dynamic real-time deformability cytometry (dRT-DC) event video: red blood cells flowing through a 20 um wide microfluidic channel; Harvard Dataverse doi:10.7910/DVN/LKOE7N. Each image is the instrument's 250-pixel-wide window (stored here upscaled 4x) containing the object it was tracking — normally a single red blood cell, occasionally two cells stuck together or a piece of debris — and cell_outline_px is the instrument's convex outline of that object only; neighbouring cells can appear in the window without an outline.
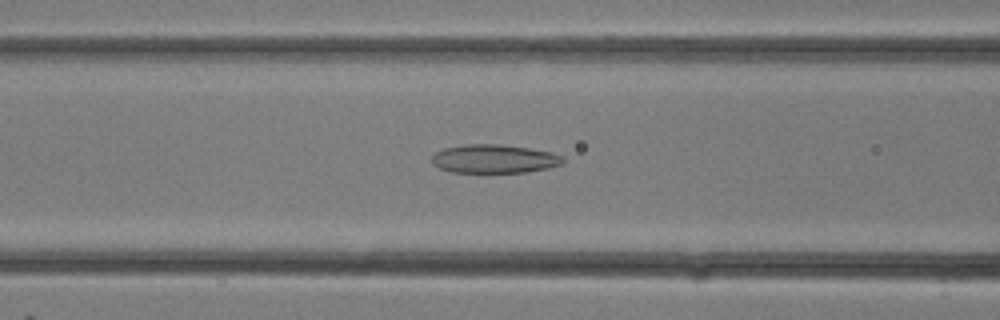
{"species": "common noctule bat (a hibernating species)", "species_latin": "Nyctalus noctula", "temperature_condition": "room temperature", "stored_images_in_passage": 32, "camera_frame_rate_fps": 3000, "um_per_image_px": 0.085, "animal": {"sex": "female"}, "frame": {"image": 1, "passage_image": 13, "time_ms": 4.0, "image_size_px": [1000, 320], "cell_outline_px": [[564, 164], [548, 168], [528, 172], [452, 172], [440, 168], [432, 164], [432, 156], [436, 152], [444, 148], [468, 144], [496, 144], [528, 148], [552, 152], [564, 156]], "centroid_in_image_um": [42.04, 13.5], "position_along_channel_um": 124.6, "area_um2": 21.85}}
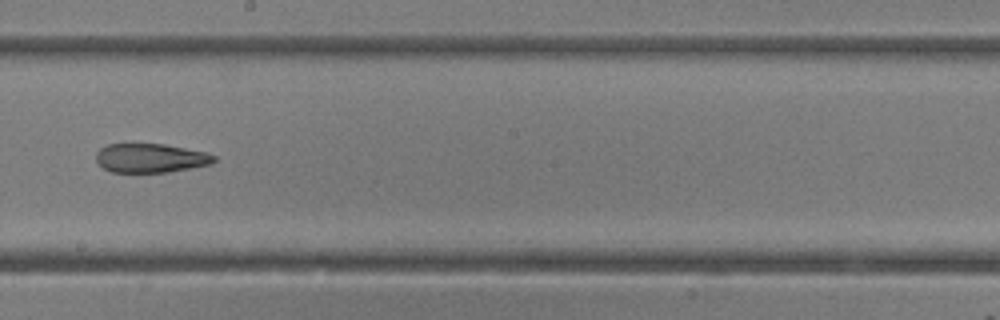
{"frame": {"image": 2, "passage_image": 18, "time_ms": 5.667, "image_size_px": [1000, 320], "cell_outline_px": [[216, 160], [212, 164], [168, 172], [112, 172], [104, 168], [96, 160], [96, 152], [100, 148], [108, 144], [164, 144], [208, 152], [216, 156]], "centroid_in_image_um": [12.83, 13.43], "position_along_channel_um": 235.4, "area_um2": 20.0}}
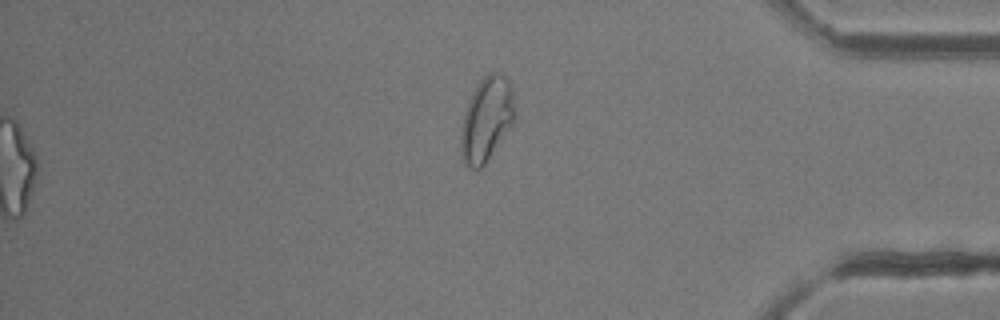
{"frame": {"image": 3, "passage_image": 32, "time_ms": 10.333, "image_size_px": [1000, 320], "cell_outline_px": [[512, 124], [484, 164], [480, 168], [472, 168], [464, 160], [460, 148], [460, 136], [464, 116], [472, 92], [480, 80], [488, 72], [500, 72], [508, 80], [512, 92]], "centroid_in_image_um": [41.32, 10.1], "position_along_channel_um": 393.9, "area_um2": 25.43}}